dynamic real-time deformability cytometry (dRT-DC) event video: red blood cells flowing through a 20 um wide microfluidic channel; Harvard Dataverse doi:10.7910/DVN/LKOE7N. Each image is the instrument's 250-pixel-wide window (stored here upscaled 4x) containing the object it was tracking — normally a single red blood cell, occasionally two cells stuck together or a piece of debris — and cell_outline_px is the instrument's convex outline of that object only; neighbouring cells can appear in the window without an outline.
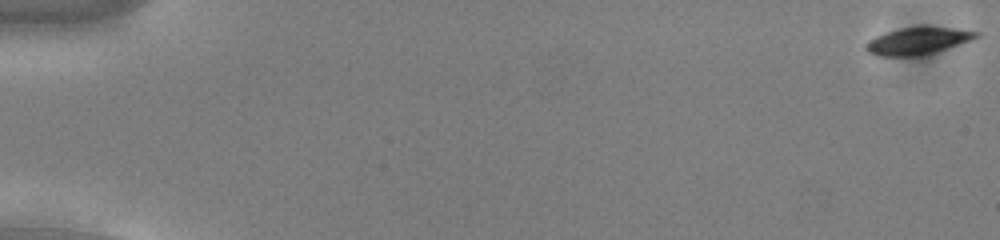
{"species": "common noctule bat (a hibernating species)", "species_latin": "Nyctalus noctula", "temperature_condition": "cold", "stored_images_in_passage": 56, "camera_frame_rate_fps": 3000, "um_per_image_px": 0.085, "animal": {"sex": "male", "body_mass_g": 13.0, "forearm_length_mm": 53.1}, "frame": {"image": 1, "passage_image": 1, "time_ms": 0.0, "image_size_px": [1000, 240], "cell_outline_px": [[980, 36], [972, 40], [924, 56], [876, 56], [868, 52], [864, 48], [864, 44], [876, 36], [900, 28], [952, 28], [980, 32]], "centroid_in_image_um": [78.01, 3.51], "position_along_channel_um": 7.0, "area_um2": 17.22}}
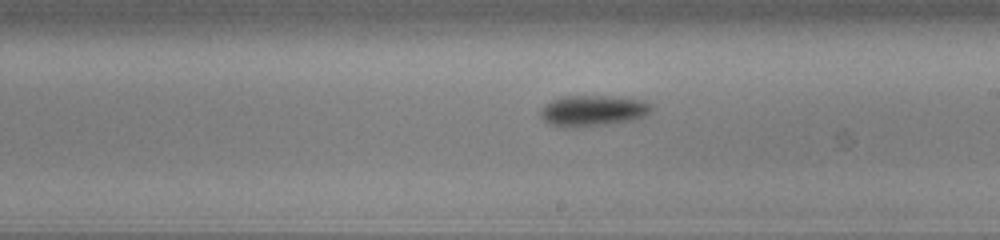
{"frame": {"image": 2, "passage_image": 33, "time_ms": 10.667, "image_size_px": [1000, 240], "cell_outline_px": [[652, 108], [644, 116], [632, 120], [604, 124], [564, 128], [548, 124], [540, 116], [540, 112], [544, 104], [560, 96], [620, 96], [644, 100], [652, 104]], "centroid_in_image_um": [50.37, 9.39], "position_along_channel_um": 238.6, "area_um2": 20.11}}
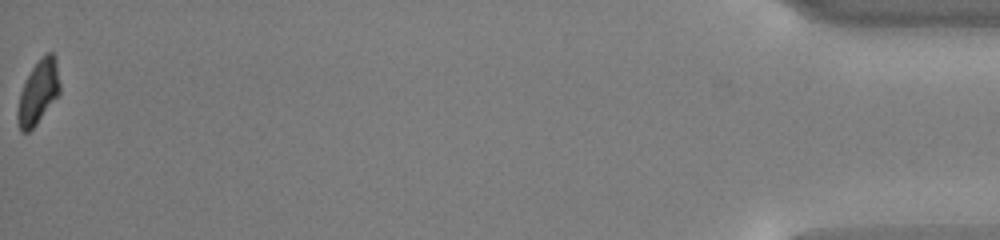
{"frame": {"image": 3, "passage_image": 56, "time_ms": 18.333, "image_size_px": [1000, 240], "cell_outline_px": [[60, 92], [36, 124], [28, 132], [20, 132], [16, 116], [16, 112], [20, 92], [32, 68], [48, 52], [52, 52], [56, 56], [60, 84]], "centroid_in_image_um": [3.24, 7.85], "position_along_channel_um": 432.0, "area_um2": 15.43}, "authors_computed_cell_mechanics": {"area_um2": 17.4556, "velocity_mm_per_s": 3.7624, "shape_relaxation_time_tau1_ms": 2.5448, "shape_relaxation_time_tau2_ms": null, "deformation_change_tau1": 0.1102, "deformation_change_tau2": null}}